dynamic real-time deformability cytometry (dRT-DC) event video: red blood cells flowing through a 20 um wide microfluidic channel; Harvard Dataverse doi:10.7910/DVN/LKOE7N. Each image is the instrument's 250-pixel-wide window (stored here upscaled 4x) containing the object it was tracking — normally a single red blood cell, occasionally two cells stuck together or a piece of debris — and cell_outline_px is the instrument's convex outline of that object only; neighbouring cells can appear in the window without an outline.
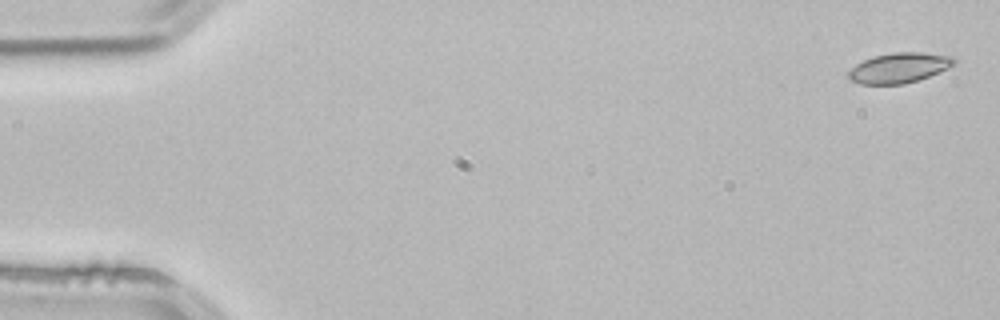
{"species": "common noctule bat (a hibernating species)", "species_latin": "Nyctalus noctula", "temperature_condition": "room temperature", "stored_images_in_passage": 4, "camera_frame_rate_fps": 3000, "um_per_image_px": 0.085, "animal": {"sex": "male", "body_mass_g": 21.5, "forearm_length_mm": 52.0}, "frame": {"image": 1, "passage_image": 1, "time_ms": 0.0, "image_size_px": [1000, 320], "cell_outline_px": [[956, 64], [948, 68], [928, 76], [904, 84], [860, 84], [852, 80], [848, 76], [848, 72], [856, 64], [872, 56], [892, 52], [920, 52], [952, 56], [956, 60]], "centroid_in_image_um": [76.43, 5.75], "position_along_channel_um": 8.6, "area_um2": 18.44}}